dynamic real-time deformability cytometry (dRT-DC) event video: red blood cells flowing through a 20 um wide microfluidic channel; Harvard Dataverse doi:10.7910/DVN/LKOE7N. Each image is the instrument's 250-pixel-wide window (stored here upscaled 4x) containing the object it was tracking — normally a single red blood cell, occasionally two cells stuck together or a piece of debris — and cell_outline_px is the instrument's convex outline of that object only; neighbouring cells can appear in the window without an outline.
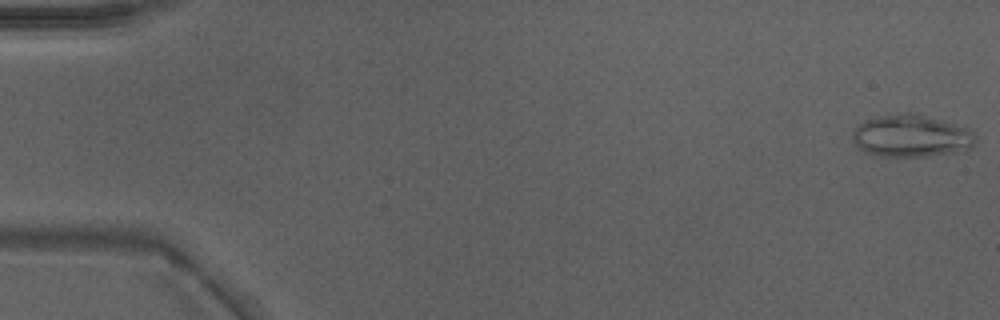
{"species": "Egyptian fruit bat (a non-hibernating species)", "species_latin": "Rousettus aegyptiacus", "temperature_condition": "warm", "stored_images_in_passage": 17, "camera_frame_rate_fps": 3000, "um_per_image_px": 0.085, "animal": {"sex": "male"}, "frame": {"image": 1, "passage_image": 1, "time_ms": 0.0, "image_size_px": [1000, 320], "cell_outline_px": [[976, 144], [972, 148], [952, 152], [928, 156], [880, 156], [864, 152], [852, 140], [852, 132], [864, 120], [880, 116], [908, 112], [916, 112], [968, 128], [976, 136]], "centroid_in_image_um": [77.47, 11.55], "position_along_channel_um": 7.5, "area_um2": 30.35}}